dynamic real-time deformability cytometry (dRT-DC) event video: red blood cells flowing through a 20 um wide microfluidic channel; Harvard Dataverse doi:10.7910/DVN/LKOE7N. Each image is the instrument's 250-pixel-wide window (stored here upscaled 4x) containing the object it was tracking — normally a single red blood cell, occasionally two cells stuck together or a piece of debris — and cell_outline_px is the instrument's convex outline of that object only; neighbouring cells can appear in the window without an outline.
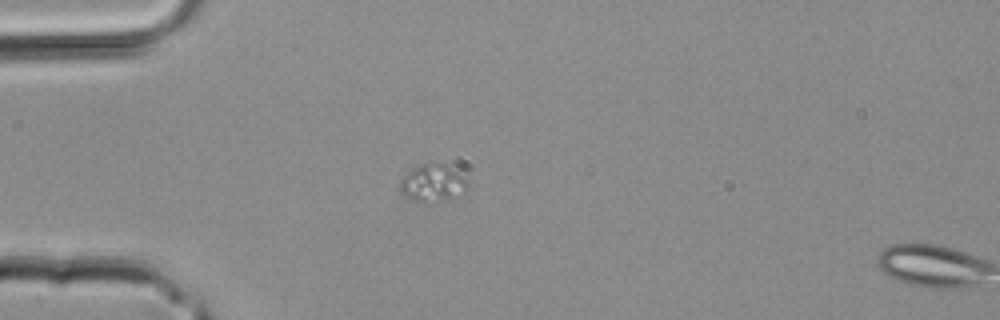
{"species": "common noctule bat (a hibernating species)", "species_latin": "Nyctalus noctula", "temperature_condition": "room temperature", "stored_images_in_passage": 2, "segment_of_instrument_passage": [1, 2], "camera_frame_rate_fps": 3000, "um_per_image_px": 0.085, "animal": {"sex": "male", "body_mass_g": 20.4}, "frame": {"image": 1, "passage_image": 1, "time_ms": 0.0, "image_size_px": [1000, 320], "cell_outline_px": [[468, 188], [464, 192], [448, 200], [412, 200], [404, 196], [400, 192], [400, 180], [412, 168], [420, 164], [444, 164], [456, 172], [468, 184]], "centroid_in_image_um": [36.74, 15.56], "position_along_channel_um": 48.3, "area_um2": 14.1}}